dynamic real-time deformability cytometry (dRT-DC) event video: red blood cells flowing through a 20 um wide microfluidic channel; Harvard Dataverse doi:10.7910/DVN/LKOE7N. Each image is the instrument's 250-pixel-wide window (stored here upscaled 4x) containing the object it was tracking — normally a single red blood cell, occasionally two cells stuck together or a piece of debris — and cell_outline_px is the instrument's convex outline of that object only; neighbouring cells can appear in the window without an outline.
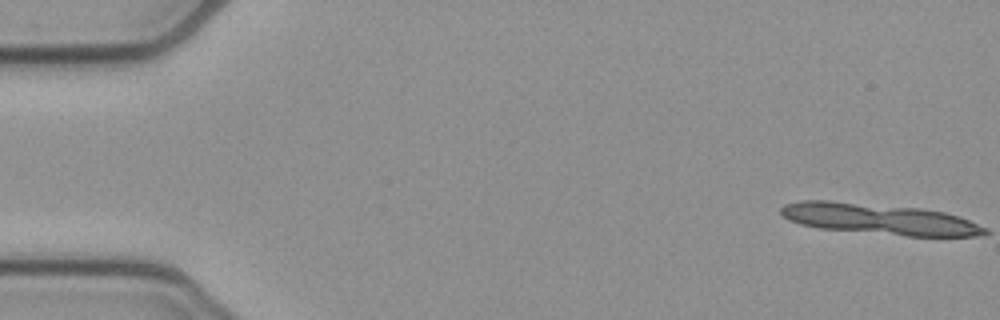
{"species": "common noctule bat (a hibernating species)", "species_latin": "Nyctalus noctula", "temperature_condition": "cold", "stored_images_in_passage": 6, "camera_frame_rate_fps": 3000, "um_per_image_px": 0.085, "animal": {"sex": "female", "body_mass_g": 21.9}, "frame": {"image": 1, "passage_image": 1, "time_ms": 0.0, "image_size_px": [1000, 320], "cell_outline_px": [[984, 232], [964, 236], [916, 236], [840, 228], [812, 224], [796, 220], [788, 216], [784, 212], [796, 204], [844, 204], [936, 212], [952, 216], [964, 220], [972, 224]], "centroid_in_image_um": [75.01, 18.7], "position_along_channel_um": 10.0, "area_um2": 29.94}}